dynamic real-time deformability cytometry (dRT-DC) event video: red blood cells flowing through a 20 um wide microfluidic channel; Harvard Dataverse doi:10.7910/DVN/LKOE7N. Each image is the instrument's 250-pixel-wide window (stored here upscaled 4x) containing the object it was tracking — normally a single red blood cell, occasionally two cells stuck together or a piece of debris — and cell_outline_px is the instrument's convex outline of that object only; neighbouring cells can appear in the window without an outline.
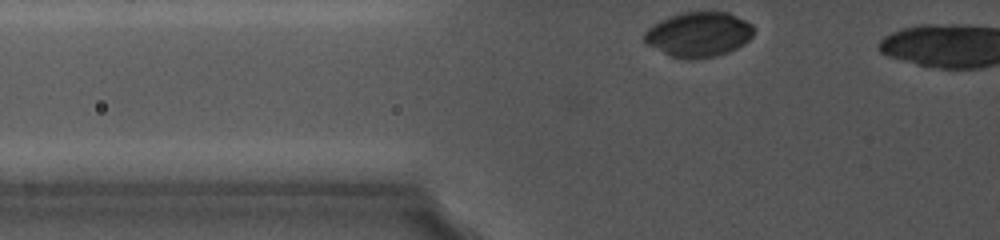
{"species": "common noctule bat (a hibernating species)", "species_latin": "Nyctalus noctula", "temperature_condition": "cold", "stored_images_in_passage": 9, "camera_frame_rate_fps": 5000, "um_per_image_px": 0.085, "animal": {"sex": "female", "body_mass_g": 19.0, "forearm_length_mm": 56.7}, "frame": {"image": 1, "passage_image": 9, "time_ms": 3.4, "image_size_px": [1000, 240], "cell_outline_px": [[756, 28], [752, 36], [744, 44], [728, 52], [716, 56], [672, 56], [648, 44], [644, 40], [644, 32], [652, 24], [668, 16], [684, 12], [728, 12], [752, 24]], "centroid_in_image_um": [59.41, 2.87], "position_along_channel_um": 66.4, "area_um2": 27.92}}